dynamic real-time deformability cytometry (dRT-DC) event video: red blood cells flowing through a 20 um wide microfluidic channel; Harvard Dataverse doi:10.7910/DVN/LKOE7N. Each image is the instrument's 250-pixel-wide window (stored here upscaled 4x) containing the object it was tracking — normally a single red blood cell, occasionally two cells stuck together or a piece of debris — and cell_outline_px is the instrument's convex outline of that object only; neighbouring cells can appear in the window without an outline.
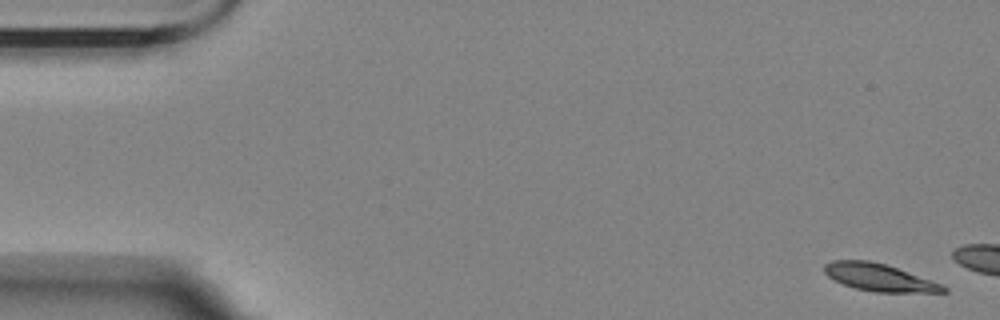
{"species": "Egyptian fruit bat (a non-hibernating species)", "species_latin": "Rousettus aegyptiacus", "temperature_condition": "room temperature", "stored_images_in_passage": 5, "camera_frame_rate_fps": 3000, "um_per_image_px": 0.085, "animal": {"sex": "female"}, "frame": {"image": 1, "passage_image": 1, "time_ms": 0.0, "image_size_px": [1000, 320], "cell_outline_px": [[948, 292], [876, 292], [856, 288], [844, 284], [828, 276], [824, 272], [824, 264], [832, 260], [868, 260], [884, 264], [896, 268], [940, 284], [948, 288]], "centroid_in_image_um": [74.69, 23.58], "position_along_channel_um": 10.3, "area_um2": 18.5}}